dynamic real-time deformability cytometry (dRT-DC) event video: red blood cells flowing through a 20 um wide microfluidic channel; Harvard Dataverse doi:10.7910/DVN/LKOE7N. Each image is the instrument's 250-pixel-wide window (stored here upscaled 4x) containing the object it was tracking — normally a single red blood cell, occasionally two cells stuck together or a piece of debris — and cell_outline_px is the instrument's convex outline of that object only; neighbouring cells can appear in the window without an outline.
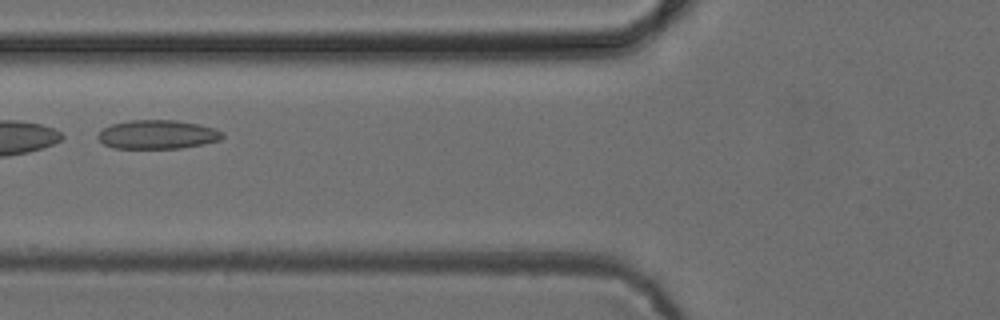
{"species": "common noctule bat (a hibernating species)", "species_latin": "Nyctalus noctula", "temperature_condition": "cold", "stored_images_in_passage": 4, "camera_frame_rate_fps": 3000, "um_per_image_px": 0.085, "animal": {"sex": "female", "body_mass_g": 24.6, "forearm_length_mm": 56.2}, "frame": {"image": 1, "passage_image": 4, "time_ms": 3.667, "image_size_px": [1000, 320], "cell_outline_px": [[224, 136], [220, 140], [204, 144], [180, 148], [112, 148], [104, 144], [96, 136], [104, 128], [112, 124], [132, 120], [176, 120], [200, 124], [216, 128], [224, 132]], "centroid_in_image_um": [13.44, 11.43], "position_along_channel_um": 112.4, "area_um2": 21.04}}